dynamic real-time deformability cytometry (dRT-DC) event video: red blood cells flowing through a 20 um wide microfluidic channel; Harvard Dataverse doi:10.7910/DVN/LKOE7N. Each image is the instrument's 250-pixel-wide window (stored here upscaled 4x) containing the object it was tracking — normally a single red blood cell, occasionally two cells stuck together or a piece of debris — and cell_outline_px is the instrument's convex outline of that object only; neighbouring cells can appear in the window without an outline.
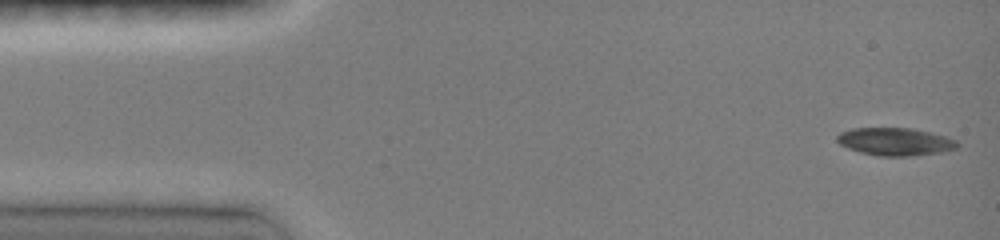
{"species": "common noctule bat (a hibernating species)", "species_latin": "Nyctalus noctula", "temperature_condition": "room temperature", "stored_images_in_passage": 8, "camera_frame_rate_fps": 3000, "um_per_image_px": 0.085, "animal": {"sex": "female", "body_mass_g": 19.0, "forearm_length_mm": 51.5}, "frame": {"image": 1, "passage_image": 1, "time_ms": 0.0, "image_size_px": [1000, 240], "cell_outline_px": [[960, 144], [956, 148], [940, 152], [912, 156], [880, 156], [860, 152], [848, 148], [840, 144], [836, 140], [836, 136], [840, 132], [852, 128], [912, 128], [944, 136], [956, 140]], "centroid_in_image_um": [76.06, 12.04], "position_along_channel_um": 8.9, "area_um2": 19.36}}
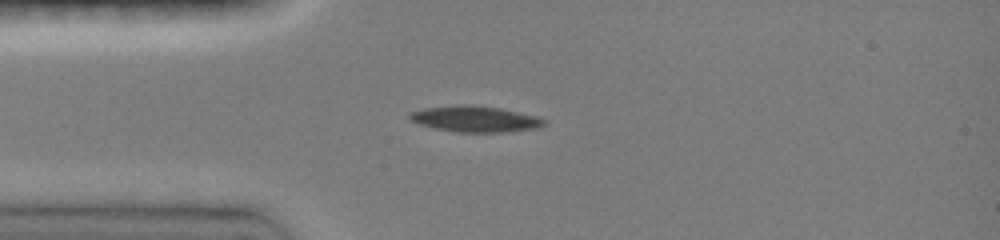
{"frame": {"image": 2, "passage_image": 6, "time_ms": 3.333, "image_size_px": [1000, 240], "cell_outline_px": [[548, 124], [540, 128], [504, 132], [456, 132], [432, 128], [420, 124], [412, 120], [408, 116], [412, 112], [424, 108], [456, 104], [472, 104], [500, 108], [536, 116], [548, 120]], "centroid_in_image_um": [40.44, 10.11], "position_along_channel_um": 44.6, "area_um2": 20.63}}